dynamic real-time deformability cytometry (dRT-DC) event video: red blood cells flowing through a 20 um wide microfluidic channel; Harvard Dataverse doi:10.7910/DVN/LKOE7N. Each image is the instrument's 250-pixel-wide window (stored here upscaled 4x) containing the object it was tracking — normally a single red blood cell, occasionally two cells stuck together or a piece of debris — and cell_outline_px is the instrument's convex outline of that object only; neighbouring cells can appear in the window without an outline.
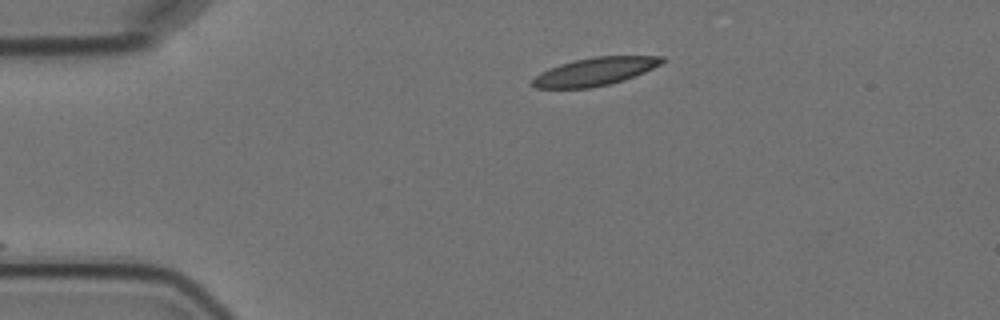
{"species": "Egyptian fruit bat (a non-hibernating species)", "species_latin": "Rousettus aegyptiacus", "temperature_condition": "cold", "stored_images_in_passage": 3, "camera_frame_rate_fps": 3000, "um_per_image_px": 0.085, "animal": {"sex": "female"}, "frame": {"image": 1, "passage_image": 1, "time_ms": 0.0, "image_size_px": [1000, 320], "cell_outline_px": [[668, 60], [644, 72], [624, 80], [592, 88], [536, 88], [532, 84], [532, 80], [540, 72], [548, 68], [560, 64], [576, 60], [596, 56], [664, 56]], "centroid_in_image_um": [50.58, 6.08], "position_along_channel_um": 34.4, "area_um2": 21.04}}
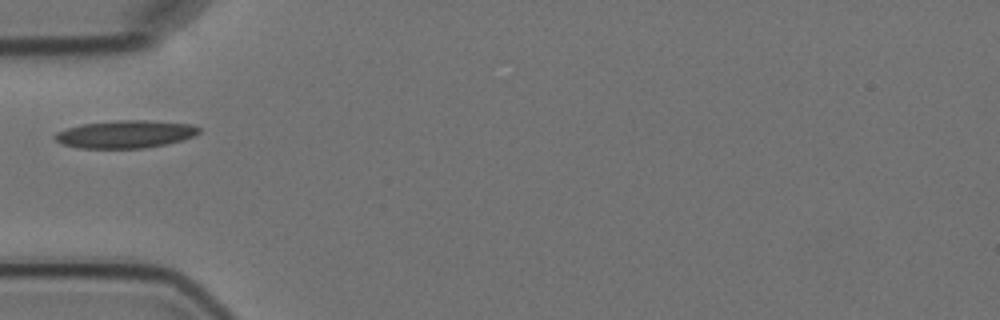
{"frame": {"image": 2, "passage_image": 3, "time_ms": 2.333, "image_size_px": [1000, 320], "cell_outline_px": [[200, 132], [184, 140], [144, 148], [80, 148], [60, 144], [52, 136], [56, 132], [68, 128], [84, 124], [120, 120], [144, 120], [192, 124], [200, 128]], "centroid_in_image_um": [10.64, 11.41], "position_along_channel_um": 74.4, "area_um2": 23.12}}